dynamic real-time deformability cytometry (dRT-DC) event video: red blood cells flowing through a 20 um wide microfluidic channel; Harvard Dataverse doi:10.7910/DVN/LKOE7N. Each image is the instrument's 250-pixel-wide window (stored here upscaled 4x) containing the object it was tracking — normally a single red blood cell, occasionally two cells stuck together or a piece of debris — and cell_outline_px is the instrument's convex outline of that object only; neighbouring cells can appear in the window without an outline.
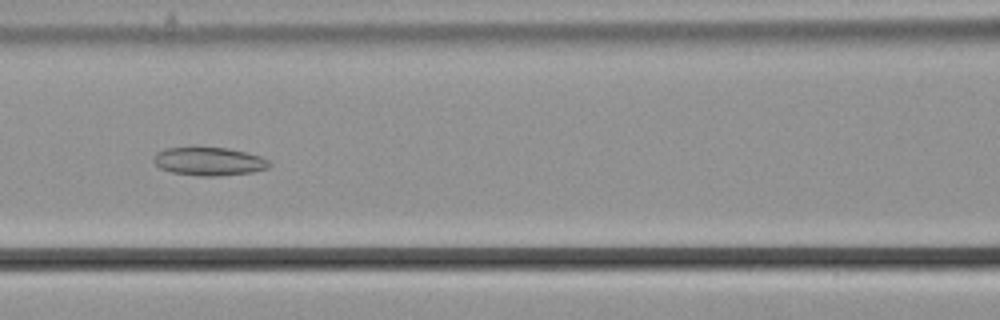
{"species": "common noctule bat (a hibernating species)", "species_latin": "Nyctalus noctula", "temperature_condition": "cold", "stored_images_in_passage": 57, "camera_frame_rate_fps": 3000, "um_per_image_px": 0.085, "animal": {"sex": "male", "body_mass_g": 21.5, "forearm_length_mm": 52.0}, "frame": {"image": 1, "passage_image": 26, "time_ms": 8.333, "image_size_px": [1000, 320], "cell_outline_px": [[272, 164], [268, 168], [252, 172], [216, 176], [200, 176], [172, 172], [160, 168], [152, 160], [156, 152], [168, 148], [192, 144], [228, 148], [260, 156], [272, 160]], "centroid_in_image_um": [17.75, 13.67], "position_along_channel_um": 148.8, "area_um2": 19.83}}
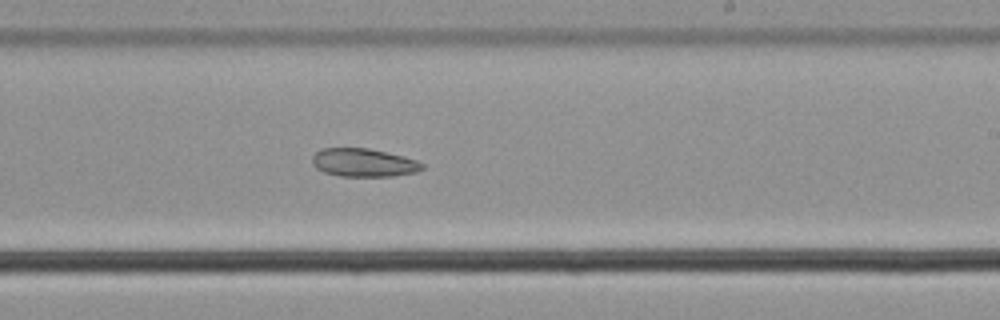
{"frame": {"image": 2, "passage_image": 35, "time_ms": 11.333, "image_size_px": [1000, 320], "cell_outline_px": [[424, 168], [416, 172], [392, 176], [340, 176], [324, 172], [316, 168], [312, 164], [312, 156], [320, 148], [368, 148], [416, 160], [424, 164]], "centroid_in_image_um": [30.87, 13.82], "position_along_channel_um": 258.1, "area_um2": 17.98}}
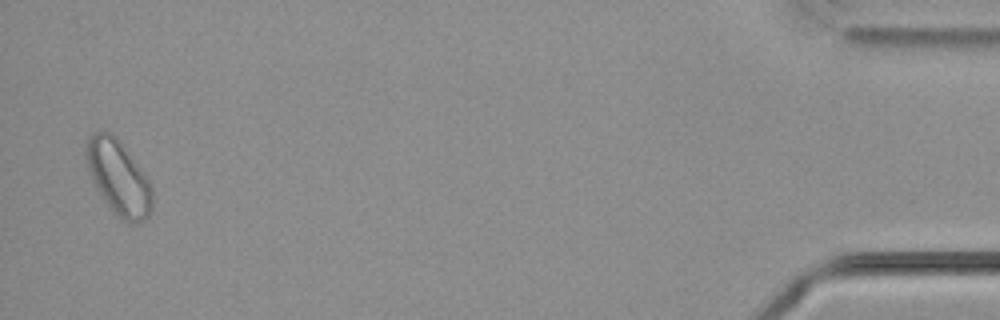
{"frame": {"image": 3, "passage_image": 56, "time_ms": 18.333, "image_size_px": [1000, 320], "cell_outline_px": [[152, 208], [148, 216], [144, 220], [136, 224], [132, 224], [124, 220], [104, 200], [88, 168], [84, 156], [84, 152], [88, 136], [96, 132], [108, 128], [120, 140], [148, 176], [152, 184]], "centroid_in_image_um": [10.1, 15.01], "position_along_channel_um": 425.1, "area_um2": 28.9}}